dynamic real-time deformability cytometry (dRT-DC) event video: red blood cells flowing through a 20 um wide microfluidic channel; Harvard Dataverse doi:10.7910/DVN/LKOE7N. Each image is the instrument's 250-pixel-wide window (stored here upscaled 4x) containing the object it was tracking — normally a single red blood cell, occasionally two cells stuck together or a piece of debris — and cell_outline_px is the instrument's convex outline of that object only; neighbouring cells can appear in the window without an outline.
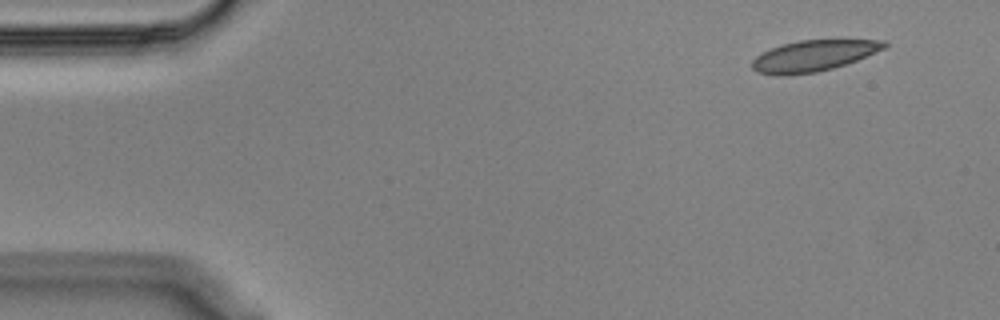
{"species": "Egyptian fruit bat (a non-hibernating species)", "species_latin": "Rousettus aegyptiacus", "temperature_condition": "cold", "stored_images_in_passage": 51, "camera_frame_rate_fps": 3000, "um_per_image_px": 0.085, "animal": {"sex": "male"}, "frame": {"image": 1, "passage_image": 1, "time_ms": 0.0, "image_size_px": [1000, 320], "cell_outline_px": [[888, 48], [856, 60], [832, 68], [816, 72], [788, 76], [776, 76], [756, 72], [752, 68], [752, 60], [756, 56], [772, 48], [784, 44], [800, 40], [884, 40], [888, 44]], "centroid_in_image_um": [69.15, 4.75], "position_along_channel_um": 15.9, "area_um2": 23.93}}
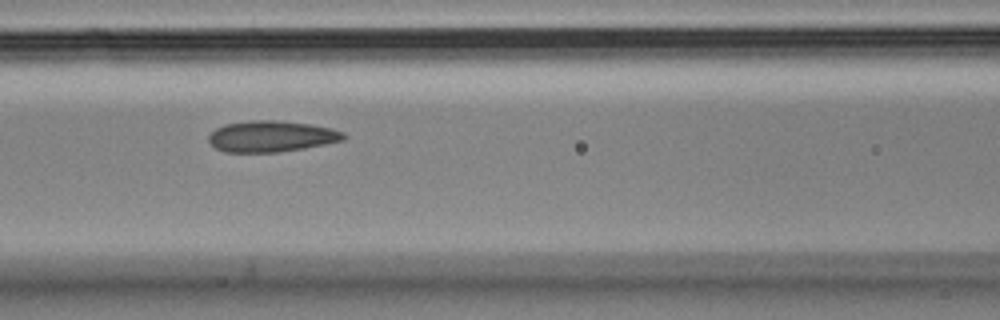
{"frame": {"image": 2, "passage_image": 20, "time_ms": 6.333, "image_size_px": [1000, 320], "cell_outline_px": [[348, 136], [344, 140], [304, 148], [276, 152], [224, 152], [216, 148], [208, 140], [208, 136], [216, 128], [224, 124], [252, 120], [276, 120], [308, 124], [332, 128], [344, 132]], "centroid_in_image_um": [23.07, 11.58], "position_along_channel_um": 143.5, "area_um2": 24.45}}
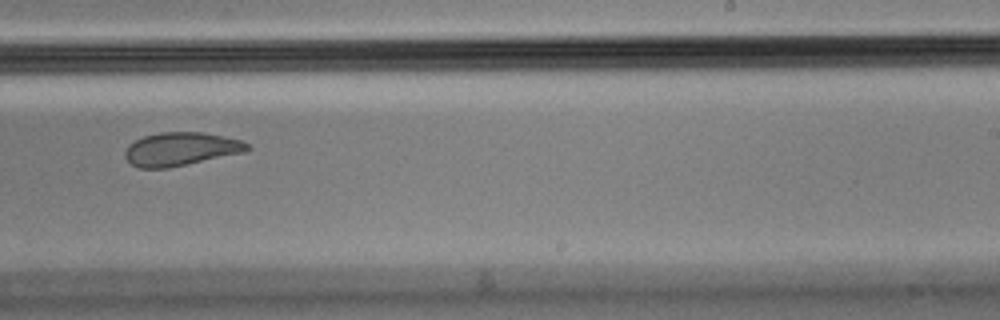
{"frame": {"image": 3, "passage_image": 31, "time_ms": 10.0, "image_size_px": [1000, 320], "cell_outline_px": [[252, 148], [244, 152], [168, 168], [140, 168], [132, 164], [124, 156], [124, 152], [128, 144], [144, 136], [160, 132], [200, 132], [224, 136], [240, 140], [248, 144]], "centroid_in_image_um": [15.35, 12.66], "position_along_channel_um": 273.6, "area_um2": 23.64}}